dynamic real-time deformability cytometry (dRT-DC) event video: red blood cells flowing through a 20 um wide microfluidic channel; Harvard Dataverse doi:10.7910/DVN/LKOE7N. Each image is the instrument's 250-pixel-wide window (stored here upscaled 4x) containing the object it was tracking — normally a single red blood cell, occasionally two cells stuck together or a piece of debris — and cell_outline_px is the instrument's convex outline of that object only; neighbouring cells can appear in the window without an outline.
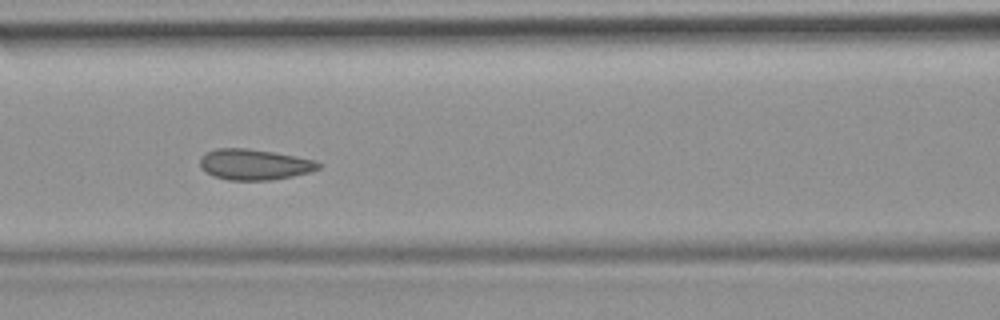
{"species": "common noctule bat (a hibernating species)", "species_latin": "Nyctalus noctula", "temperature_condition": "room temperature", "stored_images_in_passage": 53, "camera_frame_rate_fps": 3000, "um_per_image_px": 0.085, "animal": {"sex": "female", "body_mass_g": 19.9}, "frame": {"image": 1, "passage_image": 23, "time_ms": 7.333, "image_size_px": [1000, 320], "cell_outline_px": [[320, 168], [308, 172], [292, 176], [272, 180], [228, 180], [212, 176], [200, 168], [200, 156], [216, 148], [248, 148], [296, 156], [316, 160], [320, 164]], "centroid_in_image_um": [21.59, 13.98], "position_along_channel_um": 145.0, "area_um2": 21.27}}